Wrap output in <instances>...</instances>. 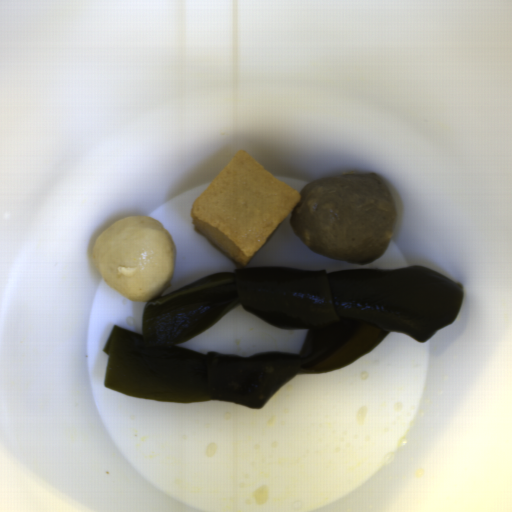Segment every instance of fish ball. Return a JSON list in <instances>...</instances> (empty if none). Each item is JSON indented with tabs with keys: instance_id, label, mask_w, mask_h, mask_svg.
I'll return each mask as SVG.
<instances>
[{
	"instance_id": "29854b86",
	"label": "fish ball",
	"mask_w": 512,
	"mask_h": 512,
	"mask_svg": "<svg viewBox=\"0 0 512 512\" xmlns=\"http://www.w3.org/2000/svg\"><path fill=\"white\" fill-rule=\"evenodd\" d=\"M301 191L239 151L190 207L193 229L244 269L298 204Z\"/></svg>"
},
{
	"instance_id": "53f4d19a",
	"label": "fish ball",
	"mask_w": 512,
	"mask_h": 512,
	"mask_svg": "<svg viewBox=\"0 0 512 512\" xmlns=\"http://www.w3.org/2000/svg\"><path fill=\"white\" fill-rule=\"evenodd\" d=\"M92 256L101 279L136 303L161 297L171 285L176 264L175 241L152 216L118 220L98 235Z\"/></svg>"
}]
</instances>
